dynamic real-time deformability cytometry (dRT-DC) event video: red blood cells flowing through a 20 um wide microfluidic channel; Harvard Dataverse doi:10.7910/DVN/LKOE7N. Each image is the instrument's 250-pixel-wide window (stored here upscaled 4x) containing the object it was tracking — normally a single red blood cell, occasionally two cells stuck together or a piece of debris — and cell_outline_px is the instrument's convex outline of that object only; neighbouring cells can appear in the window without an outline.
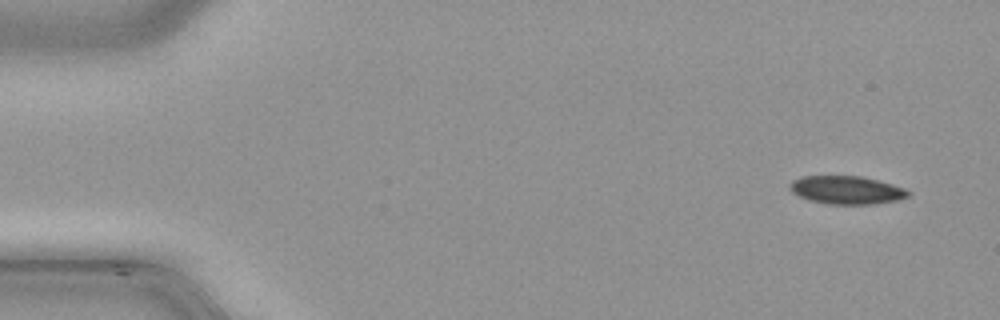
{"species": "common noctule bat (a hibernating species)", "species_latin": "Nyctalus noctula", "temperature_condition": "cold", "stored_images_in_passage": 48, "camera_frame_rate_fps": 3000, "um_per_image_px": 0.085, "animal": {"sex": "male", "body_mass_g": 21.5, "forearm_length_mm": 52.0}, "frame": {"image": 1, "passage_image": 3, "time_ms": 0.667, "image_size_px": [1000, 320], "cell_outline_px": [[912, 192], [908, 196], [896, 200], [872, 204], [828, 204], [812, 200], [800, 196], [792, 192], [788, 188], [788, 184], [792, 180], [804, 176], [860, 176], [892, 184], [904, 188]], "centroid_in_image_um": [71.94, 16.14], "position_along_channel_um": 13.1, "area_um2": 19.25}}
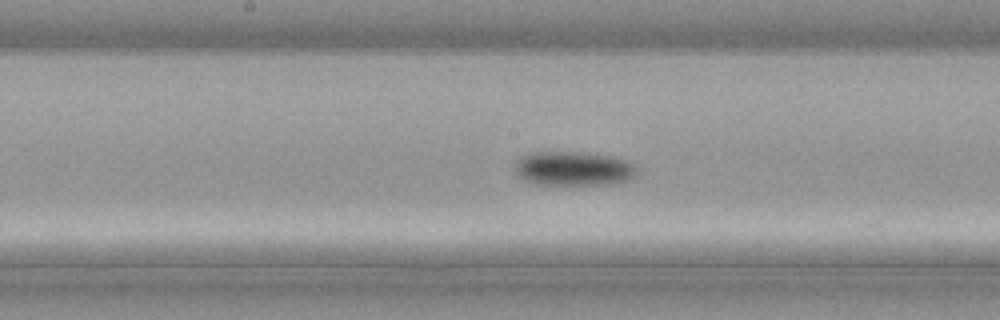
{"frame": {"image": 2, "passage_image": 25, "time_ms": 8.0, "image_size_px": [1000, 320], "cell_outline_px": [[636, 172], [628, 180], [608, 184], [536, 184], [524, 180], [516, 172], [516, 160], [520, 156], [528, 152], [580, 152], [612, 156], [628, 160], [636, 168]], "centroid_in_image_um": [48.71, 14.31], "position_along_channel_um": 199.5, "area_um2": 24.22}}
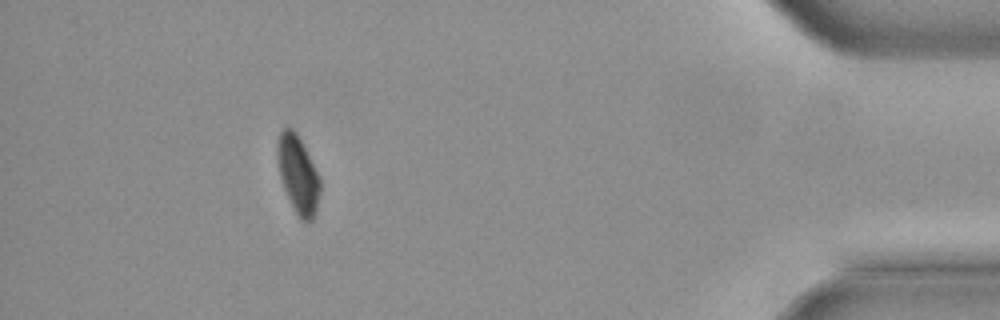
{"frame": {"image": 3, "passage_image": 44, "time_ms": 14.333, "image_size_px": [1000, 320], "cell_outline_px": [[320, 192], [316, 212], [312, 220], [300, 220], [284, 188], [280, 176], [276, 156], [276, 144], [280, 132], [284, 128], [292, 128], [296, 132], [320, 180]], "centroid_in_image_um": [25.3, 14.83], "position_along_channel_um": 409.9, "area_um2": 18.84}}